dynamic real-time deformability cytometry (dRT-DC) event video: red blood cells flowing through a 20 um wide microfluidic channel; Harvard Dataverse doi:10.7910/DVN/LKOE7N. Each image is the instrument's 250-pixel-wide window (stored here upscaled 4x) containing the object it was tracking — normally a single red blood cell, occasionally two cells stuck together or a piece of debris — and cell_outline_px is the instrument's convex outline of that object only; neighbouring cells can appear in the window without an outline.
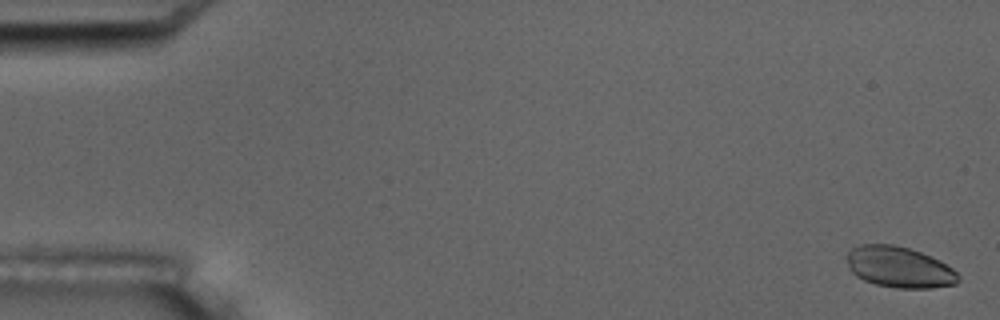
{"species": "common noctule bat (a hibernating species)", "species_latin": "Nyctalus noctula", "temperature_condition": "room temperature", "stored_images_in_passage": 6, "camera_frame_rate_fps": 3000, "um_per_image_px": 0.085, "animal": {"sex": "male", "body_mass_g": 17.5, "forearm_length_mm": 52.3}, "frame": {"image": 1, "passage_image": 1, "time_ms": 0.0, "image_size_px": [1000, 320], "cell_outline_px": [[960, 280], [956, 284], [932, 288], [896, 288], [876, 284], [864, 280], [856, 276], [848, 268], [844, 256], [852, 248], [860, 244], [892, 244], [908, 248], [920, 252], [940, 260], [952, 268], [960, 276]], "centroid_in_image_um": [76.41, 22.71], "position_along_channel_um": 8.6, "area_um2": 26.88}}